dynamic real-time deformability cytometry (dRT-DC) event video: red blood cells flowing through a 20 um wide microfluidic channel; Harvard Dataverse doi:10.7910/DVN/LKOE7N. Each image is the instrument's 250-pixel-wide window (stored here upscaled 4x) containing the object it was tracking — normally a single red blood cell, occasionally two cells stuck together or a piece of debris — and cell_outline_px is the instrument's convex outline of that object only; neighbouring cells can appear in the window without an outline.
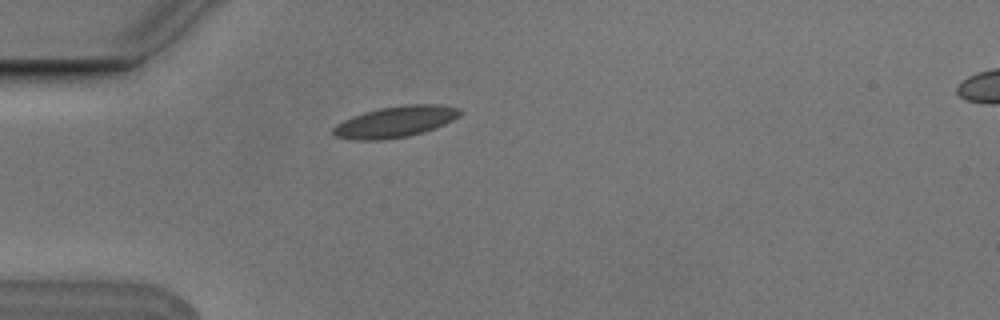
{"species": "Egyptian fruit bat (a non-hibernating species)", "species_latin": "Rousettus aegyptiacus", "temperature_condition": "cold", "stored_images_in_passage": 2, "camera_frame_rate_fps": 3000, "um_per_image_px": 0.085, "animal": {"sex": "male"}, "frame": {"image": 1, "passage_image": 1, "time_ms": 0.0, "image_size_px": [1000, 320], "cell_outline_px": [[464, 112], [460, 116], [444, 124], [424, 132], [408, 136], [380, 140], [352, 140], [336, 136], [332, 132], [332, 128], [336, 124], [352, 116], [364, 112], [380, 108], [404, 104], [440, 104], [460, 108]], "centroid_in_image_um": [33.63, 10.34], "position_along_channel_um": 51.4, "area_um2": 23.18}}